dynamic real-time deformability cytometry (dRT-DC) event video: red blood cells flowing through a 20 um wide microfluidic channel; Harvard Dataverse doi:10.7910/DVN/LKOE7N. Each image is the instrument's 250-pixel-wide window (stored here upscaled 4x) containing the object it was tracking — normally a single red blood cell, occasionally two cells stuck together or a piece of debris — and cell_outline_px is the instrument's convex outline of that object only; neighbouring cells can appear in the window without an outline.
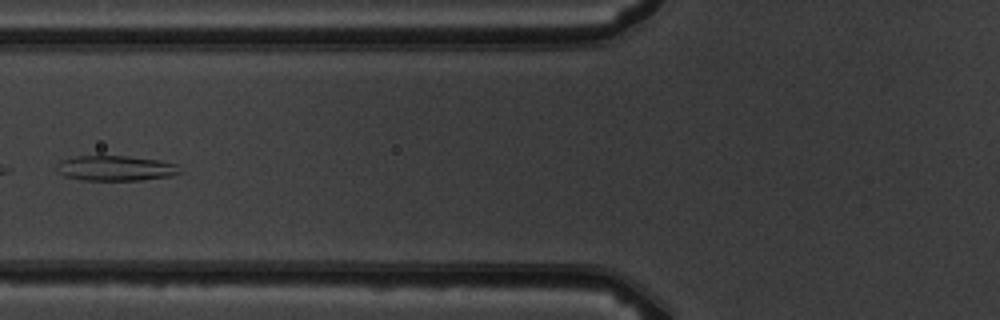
{"species": "common noctule bat (a hibernating species)", "species_latin": "Nyctalus noctula", "temperature_condition": "warm", "stored_images_in_passage": 6, "camera_frame_rate_fps": 3000, "um_per_image_px": 0.085, "animal": {"sex": "male", "body_mass_g": 19.5, "forearm_length_mm": 54.6}, "frame": {"image": 1, "passage_image": 6, "time_ms": 6.667, "image_size_px": [1000, 320], "cell_outline_px": [[184, 172], [172, 176], [140, 180], [84, 180], [64, 176], [56, 168], [56, 164], [60, 160], [76, 156], [128, 156], [160, 160], [176, 164]], "centroid_in_image_um": [9.86, 14.29], "position_along_channel_um": 115.9, "area_um2": 18.21}}